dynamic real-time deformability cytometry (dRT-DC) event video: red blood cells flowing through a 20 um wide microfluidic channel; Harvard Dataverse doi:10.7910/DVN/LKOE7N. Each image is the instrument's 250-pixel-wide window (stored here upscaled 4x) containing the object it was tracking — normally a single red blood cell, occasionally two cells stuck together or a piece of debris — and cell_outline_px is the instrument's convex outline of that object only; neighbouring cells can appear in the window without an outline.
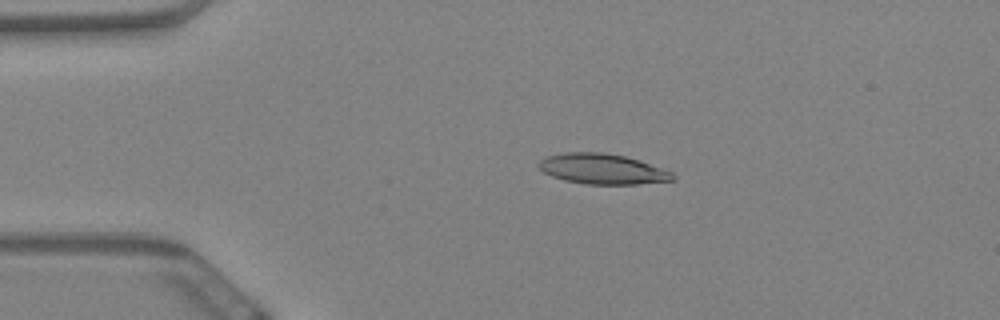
{"species": "Egyptian fruit bat (a non-hibernating species)", "species_latin": "Rousettus aegyptiacus", "temperature_condition": "warm", "stored_images_in_passage": 61, "camera_frame_rate_fps": 3000, "um_per_image_px": 0.085, "animal": {"sex": "female"}, "frame": {"image": 1, "passage_image": 13, "time_ms": 4.0, "image_size_px": [1000, 320], "cell_outline_px": [[676, 180], [636, 184], [584, 184], [564, 180], [552, 176], [544, 172], [536, 164], [540, 160], [548, 156], [564, 152], [600, 152], [624, 156], [640, 160], [672, 172], [676, 176]], "centroid_in_image_um": [51.21, 14.36], "position_along_channel_um": 33.8, "area_um2": 23.7}}
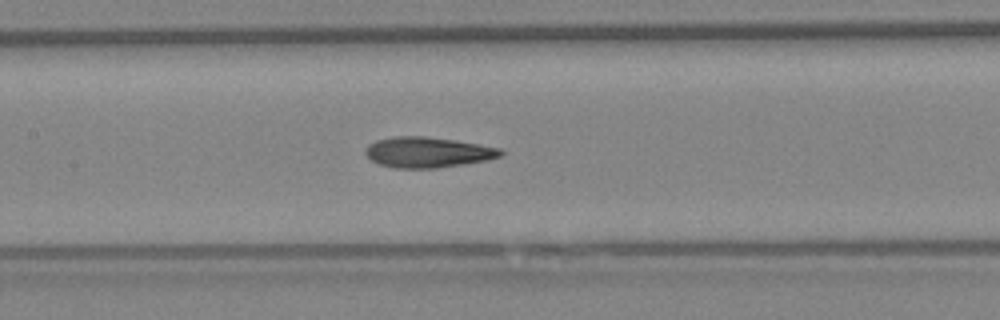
{"frame": {"image": 2, "passage_image": 29, "time_ms": 9.333, "image_size_px": [1000, 320], "cell_outline_px": [[504, 152], [500, 156], [488, 160], [436, 168], [396, 168], [380, 164], [372, 160], [364, 152], [364, 148], [368, 144], [376, 140], [396, 136], [424, 136], [456, 140], [480, 144], [500, 148]], "centroid_in_image_um": [36.35, 12.93], "position_along_channel_um": 171.0, "area_um2": 24.04}}
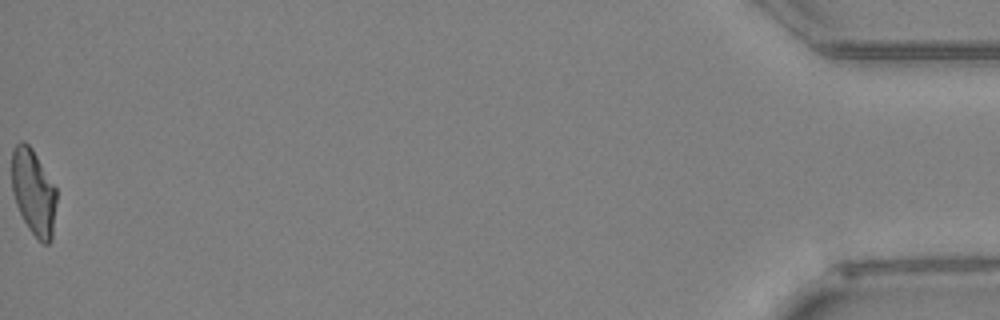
{"frame": {"image": 3, "passage_image": 61, "time_ms": 20.0, "image_size_px": [1000, 320], "cell_outline_px": [[56, 204], [52, 240], [48, 244], [44, 244], [28, 228], [16, 204], [12, 192], [12, 148], [20, 140], [24, 140], [32, 148], [56, 188]], "centroid_in_image_um": [2.84, 16.31], "position_along_channel_um": 432.4, "area_um2": 22.37}, "authors_computed_cell_mechanics": {"area_um2": 23.2356, "velocity_mm_per_s": 3.4033, "shape_relaxation_time_tau1_ms": null, "shape_relaxation_time_tau2_ms": 2.2685, "deformation_change_tau1": null, "deformation_change_tau2": 0.1001}}